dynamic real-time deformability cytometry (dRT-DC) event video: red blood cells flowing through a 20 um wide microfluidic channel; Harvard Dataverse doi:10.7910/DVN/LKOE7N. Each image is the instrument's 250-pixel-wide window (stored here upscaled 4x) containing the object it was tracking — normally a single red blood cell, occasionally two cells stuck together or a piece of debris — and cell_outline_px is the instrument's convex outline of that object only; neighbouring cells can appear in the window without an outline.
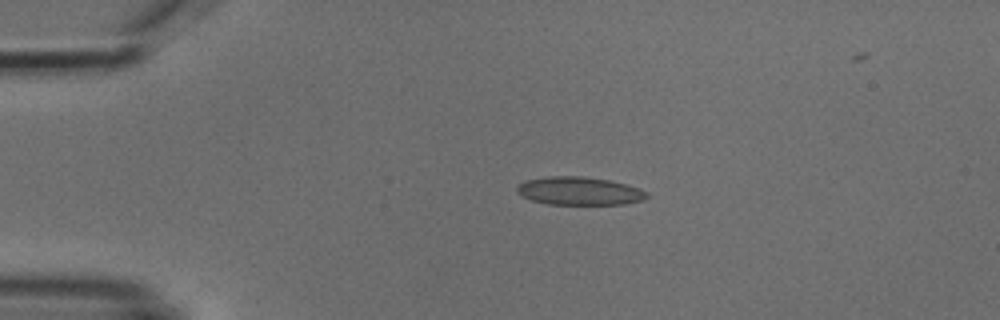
{"species": "common noctule bat (a hibernating species)", "species_latin": "Nyctalus noctula", "temperature_condition": "cold", "stored_images_in_passage": 3, "camera_frame_rate_fps": 3000, "um_per_image_px": 0.085, "animal": {"sex": "male", "body_mass_g": 18.8}, "frame": {"image": 1, "passage_image": 1, "time_ms": 0.0, "image_size_px": [1000, 320], "cell_outline_px": [[648, 196], [640, 200], [624, 204], [548, 204], [532, 200], [516, 192], [516, 188], [520, 184], [528, 180], [548, 176], [580, 176], [608, 180], [624, 184], [648, 192]], "centroid_in_image_um": [49.22, 16.23], "position_along_channel_um": 35.8, "area_um2": 20.87}}